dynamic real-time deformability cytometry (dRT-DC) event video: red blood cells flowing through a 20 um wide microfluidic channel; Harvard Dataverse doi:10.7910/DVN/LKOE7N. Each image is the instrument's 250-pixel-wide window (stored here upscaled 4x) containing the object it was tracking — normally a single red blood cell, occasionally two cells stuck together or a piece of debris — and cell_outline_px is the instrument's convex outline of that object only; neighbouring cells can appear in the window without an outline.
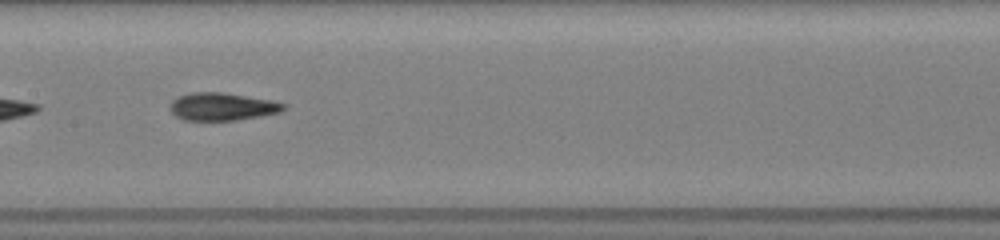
{"species": "common noctule bat (a hibernating species)", "species_latin": "Nyctalus noctula", "temperature_condition": "room temperature", "stored_images_in_passage": 18, "camera_frame_rate_fps": 3000, "um_per_image_px": 0.085, "animal": {"sex": "female", "body_mass_g": 19.5, "forearm_length_mm": 54.1}, "frame": {"image": 1, "passage_image": 13, "time_ms": 4.0, "image_size_px": [1000, 240], "cell_outline_px": [[288, 104], [280, 112], [260, 116], [236, 120], [184, 120], [176, 116], [168, 108], [172, 100], [180, 96], [192, 92], [224, 92], [272, 100]], "centroid_in_image_um": [18.89, 9.05], "position_along_channel_um": 188.5, "area_um2": 18.38}}